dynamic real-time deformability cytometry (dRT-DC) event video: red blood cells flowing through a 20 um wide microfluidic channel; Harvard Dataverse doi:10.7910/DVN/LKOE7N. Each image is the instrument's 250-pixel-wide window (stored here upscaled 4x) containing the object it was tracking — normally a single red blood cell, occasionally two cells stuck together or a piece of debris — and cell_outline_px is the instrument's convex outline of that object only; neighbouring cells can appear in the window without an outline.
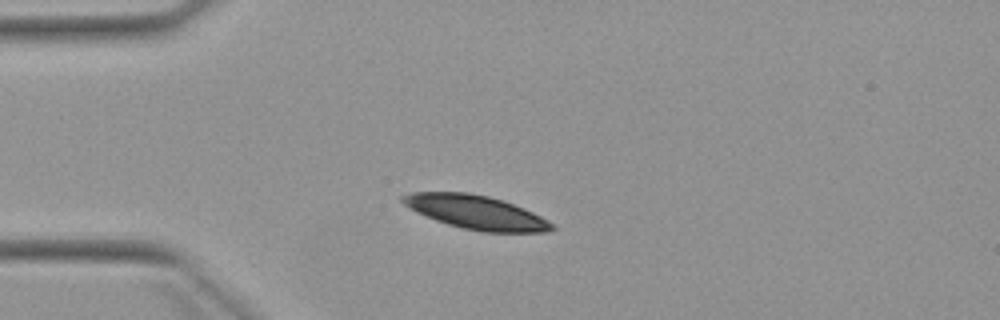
{"species": "Egyptian fruit bat (a non-hibernating species)", "species_latin": "Rousettus aegyptiacus", "temperature_condition": "warm", "stored_images_in_passage": 3, "camera_frame_rate_fps": 3000, "um_per_image_px": 0.085, "animal": {"sex": "female"}, "frame": {"image": 1, "passage_image": 3, "time_ms": 3.0, "image_size_px": [1000, 320], "cell_outline_px": [[556, 228], [548, 232], [484, 232], [464, 228], [448, 224], [436, 220], [416, 212], [404, 204], [400, 200], [400, 196], [412, 192], [468, 192], [488, 196], [504, 200], [524, 208], [548, 220]], "centroid_in_image_um": [40.46, 18.03], "position_along_channel_um": 44.5, "area_um2": 29.3}}